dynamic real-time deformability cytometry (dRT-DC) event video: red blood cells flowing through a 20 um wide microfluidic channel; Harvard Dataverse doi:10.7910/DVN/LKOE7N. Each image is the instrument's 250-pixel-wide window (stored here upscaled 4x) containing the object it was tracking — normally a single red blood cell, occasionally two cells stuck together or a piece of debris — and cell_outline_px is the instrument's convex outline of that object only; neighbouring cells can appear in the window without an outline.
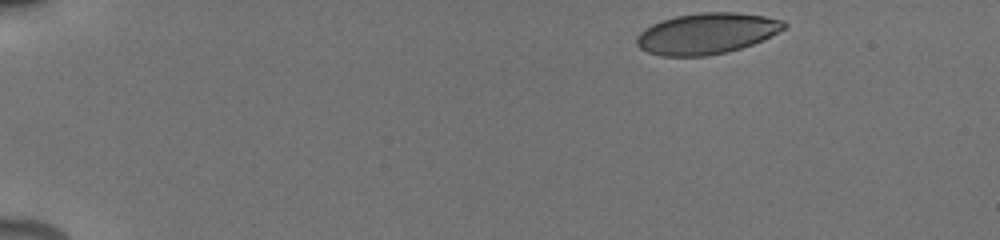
{"species": "human", "species_latin": "Homo sapiens", "temperature_condition": "cold", "stored_images_in_passage": 14, "camera_frame_rate_fps": 3000, "um_per_image_px": 0.085, "donor": {"sex": "male"}, "frame": {"image": 1, "passage_image": 1, "time_ms": 0.0, "image_size_px": [1000, 240], "cell_outline_px": [[788, 28], [752, 44], [728, 52], [708, 56], [660, 56], [648, 52], [640, 48], [636, 44], [636, 36], [644, 28], [660, 20], [676, 16], [700, 12], [740, 12], [764, 16], [784, 20], [788, 24]], "centroid_in_image_um": [60.08, 2.84], "position_along_channel_um": 24.9, "area_um2": 35.55}}
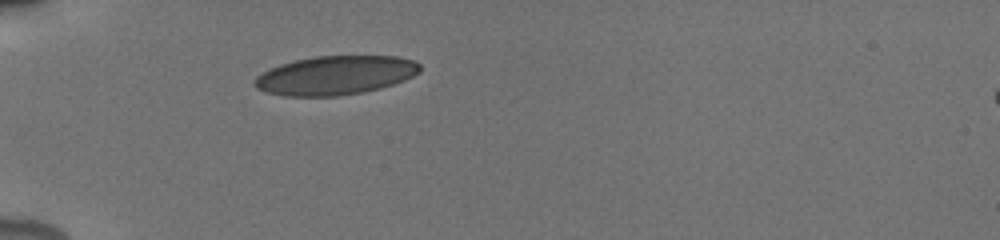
{"frame": {"image": 2, "passage_image": 12, "time_ms": 3.333, "image_size_px": [1000, 240], "cell_outline_px": [[420, 72], [404, 80], [380, 88], [340, 96], [284, 96], [268, 92], [256, 88], [252, 84], [252, 80], [256, 76], [280, 64], [296, 60], [316, 56], [396, 56], [412, 60], [420, 64]], "centroid_in_image_um": [28.48, 6.4], "position_along_channel_um": 56.5, "area_um2": 37.34}}